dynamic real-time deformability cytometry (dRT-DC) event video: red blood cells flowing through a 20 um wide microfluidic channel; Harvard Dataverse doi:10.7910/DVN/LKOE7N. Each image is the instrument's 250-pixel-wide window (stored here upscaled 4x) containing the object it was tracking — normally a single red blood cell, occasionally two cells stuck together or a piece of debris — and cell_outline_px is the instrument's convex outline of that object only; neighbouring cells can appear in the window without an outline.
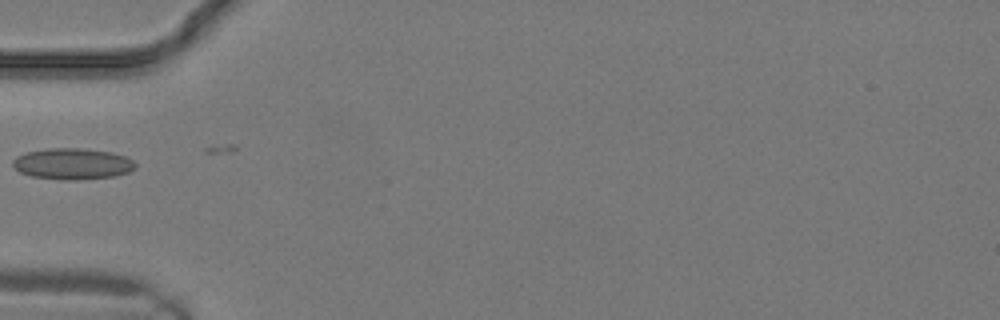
{"species": "common noctule bat (a hibernating species)", "species_latin": "Nyctalus noctula", "temperature_condition": "warm", "stored_images_in_passage": 3, "camera_frame_rate_fps": 3000, "um_per_image_px": 0.085, "animal": {"sex": "male", "body_mass_g": 19.2, "forearm_length_mm": 51.8}, "frame": {"image": 1, "passage_image": 2, "time_ms": 0.333, "image_size_px": [1000, 320], "cell_outline_px": [[136, 168], [128, 172], [112, 176], [76, 180], [60, 180], [32, 176], [20, 172], [12, 164], [12, 160], [16, 156], [28, 152], [48, 148], [80, 148], [112, 152], [124, 156], [132, 160], [136, 164]], "centroid_in_image_um": [6.15, 13.92], "position_along_channel_um": 78.8, "area_um2": 22.2}}